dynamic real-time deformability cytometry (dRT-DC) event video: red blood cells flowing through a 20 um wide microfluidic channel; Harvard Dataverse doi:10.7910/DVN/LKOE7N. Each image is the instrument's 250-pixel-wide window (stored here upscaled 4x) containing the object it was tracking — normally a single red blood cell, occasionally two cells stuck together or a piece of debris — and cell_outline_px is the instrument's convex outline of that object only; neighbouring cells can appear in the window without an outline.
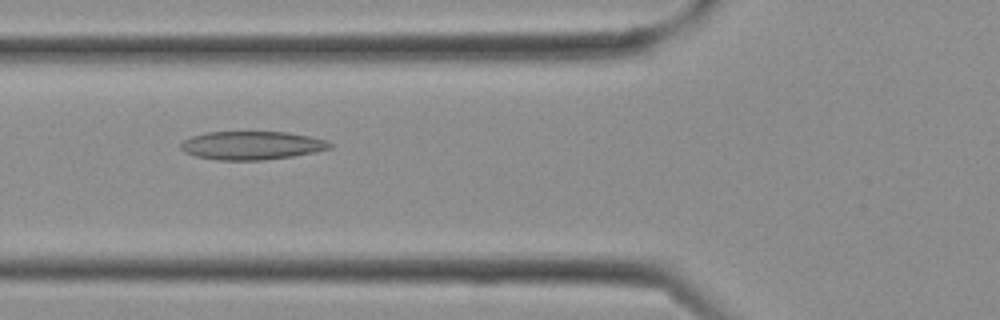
{"species": "Egyptian fruit bat (a non-hibernating species)", "species_latin": "Rousettus aegyptiacus", "temperature_condition": "cold", "stored_images_in_passage": 18, "camera_frame_rate_fps": 3000, "um_per_image_px": 0.085, "frame": {"image": 1, "passage_image": 11, "time_ms": 3.333, "image_size_px": [1000, 320], "cell_outline_px": [[332, 148], [316, 152], [292, 156], [264, 160], [216, 160], [196, 156], [184, 152], [180, 148], [180, 144], [184, 140], [192, 136], [204, 132], [288, 132], [328, 140], [332, 144]], "centroid_in_image_um": [21.41, 12.36], "position_along_channel_um": 104.4, "area_um2": 24.8}}
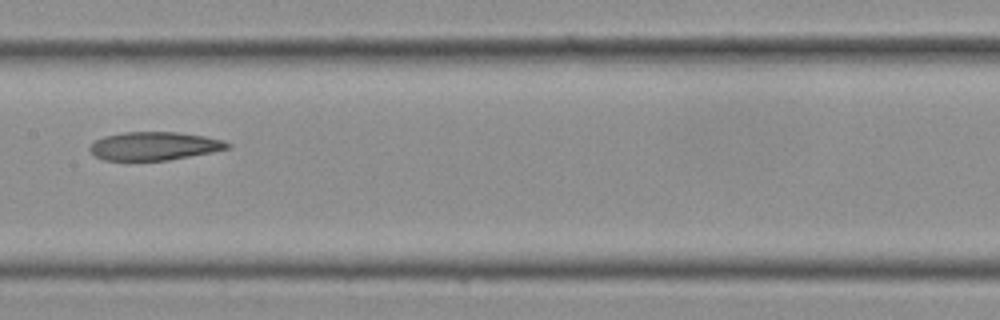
{"frame": {"image": 2, "passage_image": 15, "time_ms": 4.667, "image_size_px": [1000, 320], "cell_outline_px": [[232, 144], [228, 148], [212, 152], [168, 160], [104, 160], [96, 156], [88, 148], [96, 140], [104, 136], [124, 132], [176, 132], [204, 136], [224, 140]], "centroid_in_image_um": [13.13, 12.41], "position_along_channel_um": 194.3, "area_um2": 22.54}}
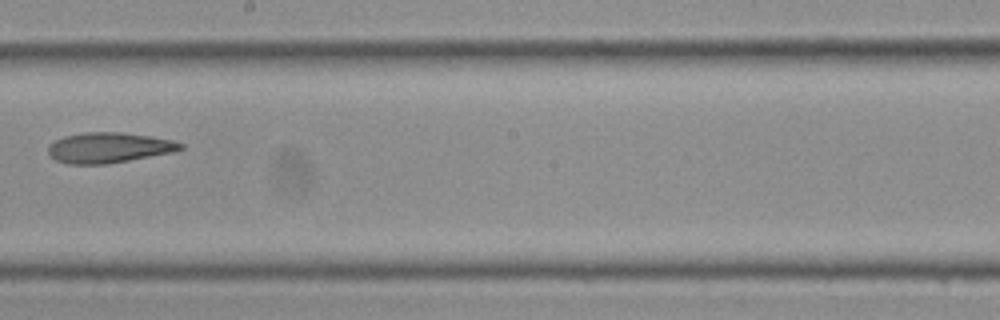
{"frame": {"image": 3, "passage_image": 17, "time_ms": 5.333, "image_size_px": [1000, 320], "cell_outline_px": [[184, 148], [176, 152], [108, 164], [68, 164], [56, 160], [48, 152], [48, 144], [64, 136], [84, 132], [120, 132], [152, 136], [172, 140], [184, 144]], "centroid_in_image_um": [9.29, 12.55], "position_along_channel_um": 238.9, "area_um2": 23.64}}